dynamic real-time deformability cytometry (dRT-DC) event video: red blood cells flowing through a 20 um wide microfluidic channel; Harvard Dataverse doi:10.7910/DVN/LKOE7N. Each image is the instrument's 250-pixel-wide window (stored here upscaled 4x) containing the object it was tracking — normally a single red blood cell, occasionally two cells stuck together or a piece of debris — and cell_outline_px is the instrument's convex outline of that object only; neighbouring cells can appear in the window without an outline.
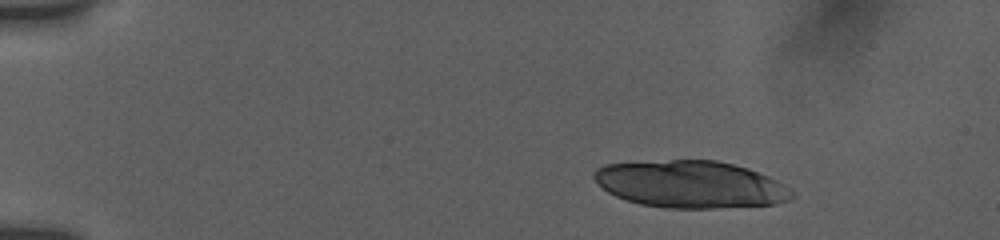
{"species": "human", "species_latin": "Homo sapiens", "temperature_condition": "room temperature", "stored_images_in_passage": 15, "camera_frame_rate_fps": 3000, "um_per_image_px": 0.085, "donor": {"sex": "female"}, "frame": {"image": 1, "passage_image": 1, "time_ms": 0.0, "image_size_px": [1000, 240], "cell_outline_px": [[796, 196], [792, 200], [776, 204], [716, 208], [664, 208], [640, 204], [616, 196], [608, 192], [592, 176], [596, 168], [604, 164], [672, 160], [716, 160], [748, 168], [768, 176], [776, 180], [796, 192]], "centroid_in_image_um": [58.75, 15.67], "position_along_channel_um": 26.3, "area_um2": 54.45}}